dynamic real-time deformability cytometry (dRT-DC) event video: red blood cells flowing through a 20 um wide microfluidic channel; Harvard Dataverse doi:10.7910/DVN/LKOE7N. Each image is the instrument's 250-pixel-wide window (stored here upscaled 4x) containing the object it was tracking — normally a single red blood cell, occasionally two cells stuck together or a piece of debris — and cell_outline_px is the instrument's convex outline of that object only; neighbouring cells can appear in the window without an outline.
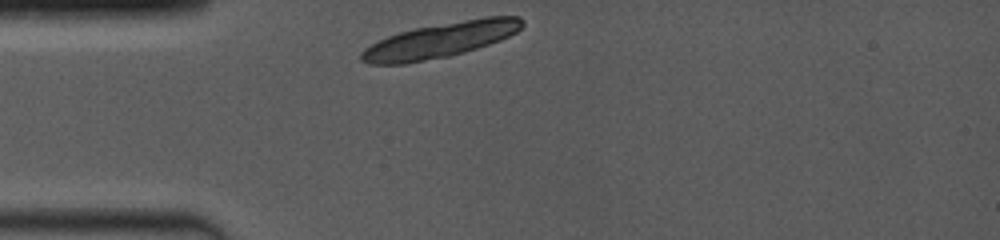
{"species": "common noctule bat (a hibernating species)", "species_latin": "Nyctalus noctula", "temperature_condition": "room temperature", "stored_images_in_passage": 1, "camera_frame_rate_fps": 4000, "um_per_image_px": 0.085, "animal": {"sex": "female", "body_mass_g": 19.0, "forearm_length_mm": 53.3}, "frame": {"image": 1, "passage_image": 1, "time_ms": 0.0, "image_size_px": [1000, 240], "cell_outline_px": [[524, 24], [516, 32], [500, 40], [464, 52], [448, 56], [404, 64], [368, 64], [360, 60], [360, 52], [364, 48], [388, 36], [400, 32], [416, 28], [488, 16], [520, 16], [524, 20]], "centroid_in_image_um": [37.42, 3.41], "position_along_channel_um": 47.6, "area_um2": 32.48}}